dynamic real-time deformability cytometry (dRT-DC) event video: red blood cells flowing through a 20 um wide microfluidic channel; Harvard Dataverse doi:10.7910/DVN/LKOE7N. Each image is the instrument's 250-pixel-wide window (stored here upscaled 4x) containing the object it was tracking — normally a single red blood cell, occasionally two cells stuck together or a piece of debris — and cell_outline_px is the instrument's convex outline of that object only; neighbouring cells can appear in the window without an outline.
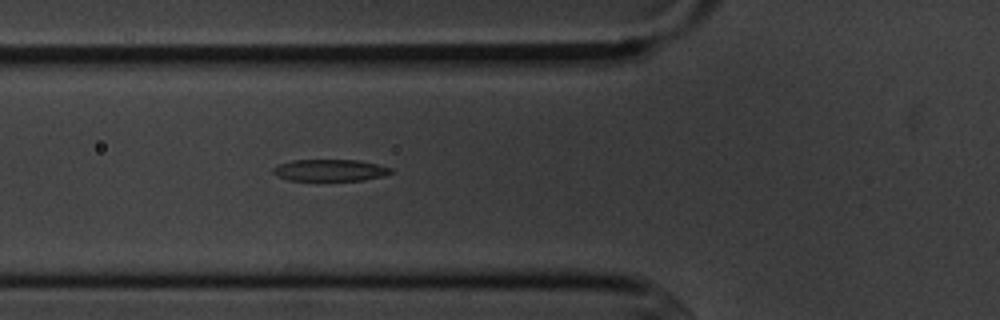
{"species": "common noctule bat (a hibernating species)", "species_latin": "Nyctalus noctula", "temperature_condition": "cold", "stored_images_in_passage": 2, "camera_frame_rate_fps": 3000, "um_per_image_px": 0.085, "animal": {"sex": "male", "body_mass_g": 20.1, "forearm_length_mm": 53.5}, "frame": {"image": 1, "passage_image": 2, "time_ms": 1.0, "image_size_px": [1000, 320], "cell_outline_px": [[392, 172], [384, 176], [364, 180], [288, 180], [276, 176], [272, 172], [272, 168], [276, 164], [292, 160], [356, 160], [376, 164], [392, 168]], "centroid_in_image_um": [28.0, 14.47], "position_along_channel_um": 97.8, "area_um2": 14.97}}